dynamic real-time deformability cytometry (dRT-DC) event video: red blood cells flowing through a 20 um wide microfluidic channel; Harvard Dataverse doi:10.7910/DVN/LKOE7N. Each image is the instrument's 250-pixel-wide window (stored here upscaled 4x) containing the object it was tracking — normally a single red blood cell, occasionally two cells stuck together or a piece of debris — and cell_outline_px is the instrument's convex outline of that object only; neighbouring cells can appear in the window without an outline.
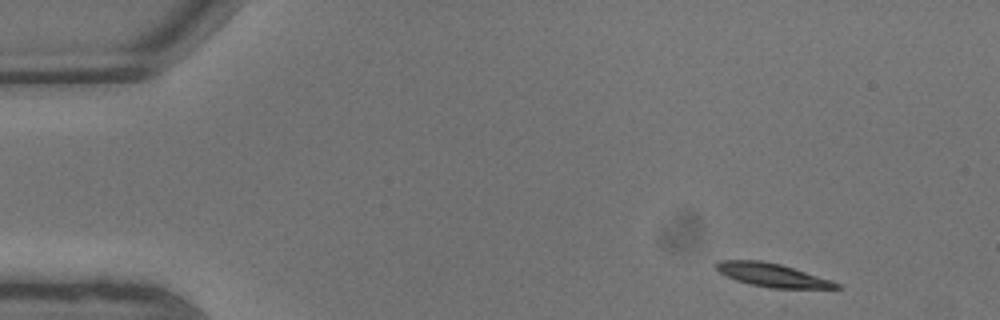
{"species": "common noctule bat (a hibernating species)", "species_latin": "Nyctalus noctula", "temperature_condition": "warm", "stored_images_in_passage": 6, "camera_frame_rate_fps": 3000, "um_per_image_px": 0.085, "animal": {"sex": "male", "body_mass_g": 13.3}, "frame": {"image": 1, "passage_image": 1, "time_ms": 0.0, "image_size_px": [1000, 320], "cell_outline_px": [[844, 288], [784, 292], [748, 284], [736, 280], [720, 272], [716, 268], [716, 264], [720, 260], [760, 260], [780, 264], [832, 280], [840, 284]], "centroid_in_image_um": [65.8, 23.46], "position_along_channel_um": 19.2, "area_um2": 17.46}}
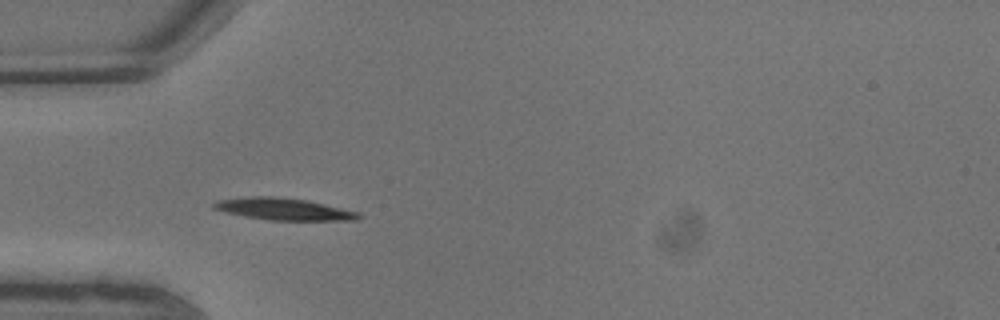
{"frame": {"image": 2, "passage_image": 5, "time_ms": 1.333, "image_size_px": [1000, 320], "cell_outline_px": [[360, 216], [356, 220], [272, 220], [244, 216], [212, 208], [212, 204], [220, 200], [252, 196], [276, 196], [304, 200], [324, 204], [360, 212]], "centroid_in_image_um": [24.13, 17.77], "position_along_channel_um": 60.9, "area_um2": 18.15}}
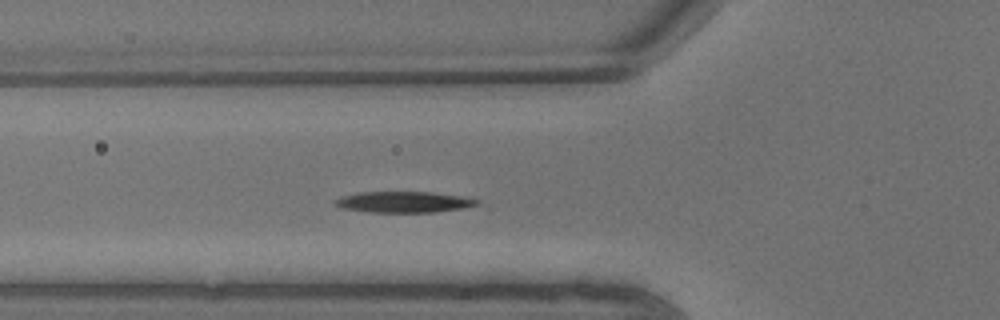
{"frame": {"image": 3, "passage_image": 6, "time_ms": 1.667, "image_size_px": [1000, 320], "cell_outline_px": [[480, 204], [464, 208], [432, 212], [368, 212], [340, 208], [332, 204], [332, 200], [340, 196], [360, 192], [432, 192], [460, 196], [480, 200]], "centroid_in_image_um": [34.25, 17.17], "position_along_channel_um": 91.6, "area_um2": 17.57}}